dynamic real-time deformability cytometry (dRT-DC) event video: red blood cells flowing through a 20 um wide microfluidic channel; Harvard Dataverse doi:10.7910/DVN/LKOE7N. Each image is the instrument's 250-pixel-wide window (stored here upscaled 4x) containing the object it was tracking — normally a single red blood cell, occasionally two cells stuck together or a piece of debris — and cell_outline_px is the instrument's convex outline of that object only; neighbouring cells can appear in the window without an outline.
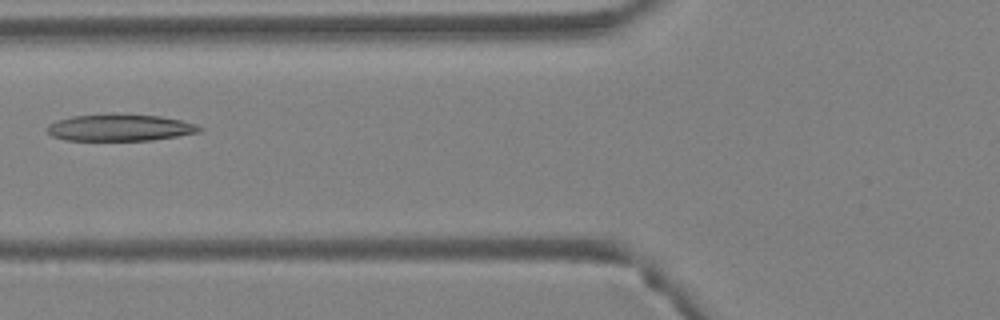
{"species": "Egyptian fruit bat (a non-hibernating species)", "species_latin": "Rousettus aegyptiacus", "temperature_condition": "warm", "stored_images_in_passage": 3, "camera_frame_rate_fps": 3000, "um_per_image_px": 0.085, "animal": {"sex": "female"}, "frame": {"image": 1, "passage_image": 3, "time_ms": 0.667, "image_size_px": [1000, 320], "cell_outline_px": [[204, 128], [200, 132], [152, 140], [64, 140], [52, 136], [44, 128], [48, 124], [56, 120], [72, 116], [160, 116], [180, 120], [196, 124]], "centroid_in_image_um": [10.17, 10.88], "position_along_channel_um": 115.6, "area_um2": 23.0}}